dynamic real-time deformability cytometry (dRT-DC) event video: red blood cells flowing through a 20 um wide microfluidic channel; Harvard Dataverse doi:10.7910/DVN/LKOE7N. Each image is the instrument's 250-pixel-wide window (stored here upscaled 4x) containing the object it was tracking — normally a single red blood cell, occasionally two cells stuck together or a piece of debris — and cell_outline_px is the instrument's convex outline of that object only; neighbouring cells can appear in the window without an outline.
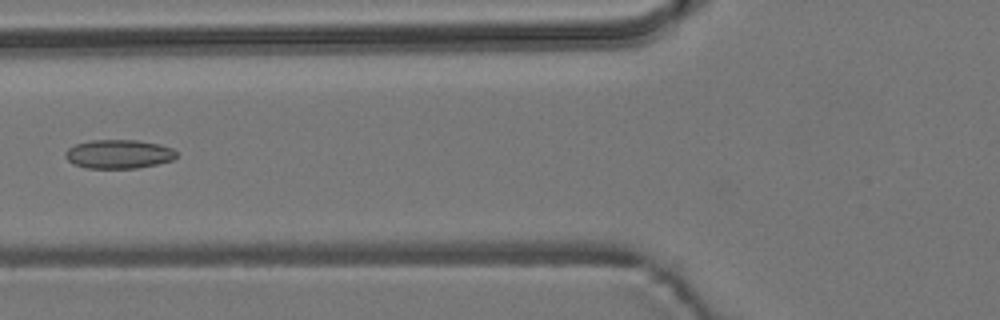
{"species": "common noctule bat (a hibernating species)", "species_latin": "Nyctalus noctula", "temperature_condition": "room temperature", "stored_images_in_passage": 7, "camera_frame_rate_fps": 3000, "um_per_image_px": 0.085, "animal": {"sex": "male", "body_mass_g": 19.2, "forearm_length_mm": 51.8}, "frame": {"image": 1, "passage_image": 5, "time_ms": 5.667, "image_size_px": [1000, 320], "cell_outline_px": [[176, 156], [172, 160], [156, 164], [136, 168], [88, 168], [72, 164], [64, 156], [64, 152], [68, 148], [76, 144], [92, 140], [136, 140], [160, 144], [172, 148], [176, 152]], "centroid_in_image_um": [10.06, 13.09], "position_along_channel_um": 115.7, "area_um2": 18.67}}
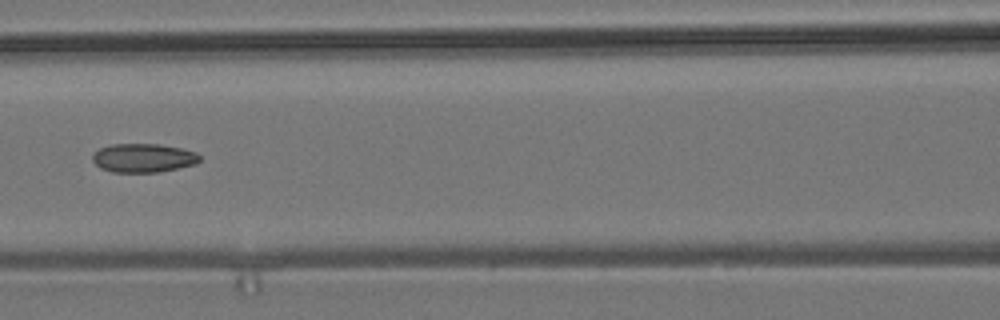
{"frame": {"image": 2, "passage_image": 6, "time_ms": 6.667, "image_size_px": [1000, 320], "cell_outline_px": [[200, 160], [196, 164], [156, 172], [112, 172], [100, 168], [92, 160], [92, 156], [100, 148], [112, 144], [160, 144], [184, 148], [196, 152], [200, 156]], "centroid_in_image_um": [12.2, 13.42], "position_along_channel_um": 154.4, "area_um2": 17.98}}
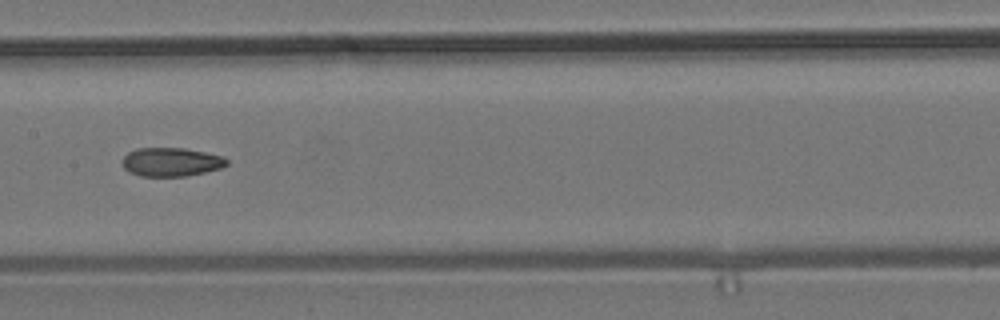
{"frame": {"image": 3, "passage_image": 7, "time_ms": 7.667, "image_size_px": [1000, 320], "cell_outline_px": [[228, 164], [220, 168], [188, 176], [140, 176], [124, 168], [124, 156], [128, 152], [136, 148], [184, 148], [224, 156], [228, 160]], "centroid_in_image_um": [14.58, 13.76], "position_along_channel_um": 192.8, "area_um2": 17.34}}